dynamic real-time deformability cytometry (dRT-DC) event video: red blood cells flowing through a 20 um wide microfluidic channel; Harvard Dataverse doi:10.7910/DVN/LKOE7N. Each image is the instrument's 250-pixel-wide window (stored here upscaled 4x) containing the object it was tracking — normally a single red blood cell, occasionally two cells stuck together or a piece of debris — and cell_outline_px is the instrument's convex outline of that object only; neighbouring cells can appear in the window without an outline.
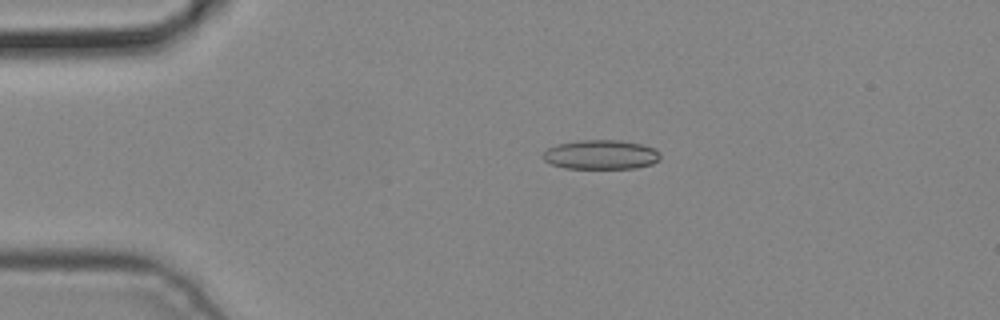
{"species": "common noctule bat (a hibernating species)", "species_latin": "Nyctalus noctula", "temperature_condition": "cold", "stored_images_in_passage": 4, "camera_frame_rate_fps": 3000, "um_per_image_px": 0.085, "animal": {"sex": "male", "body_mass_g": 19.2, "forearm_length_mm": 51.8}, "frame": {"image": 1, "passage_image": 3, "time_ms": 0.667, "image_size_px": [1000, 320], "cell_outline_px": [[660, 160], [652, 164], [636, 168], [564, 168], [552, 164], [544, 160], [540, 156], [548, 148], [556, 144], [580, 140], [620, 140], [640, 144], [656, 148], [660, 152]], "centroid_in_image_um": [51.09, 13.14], "position_along_channel_um": 33.9, "area_um2": 20.23}}